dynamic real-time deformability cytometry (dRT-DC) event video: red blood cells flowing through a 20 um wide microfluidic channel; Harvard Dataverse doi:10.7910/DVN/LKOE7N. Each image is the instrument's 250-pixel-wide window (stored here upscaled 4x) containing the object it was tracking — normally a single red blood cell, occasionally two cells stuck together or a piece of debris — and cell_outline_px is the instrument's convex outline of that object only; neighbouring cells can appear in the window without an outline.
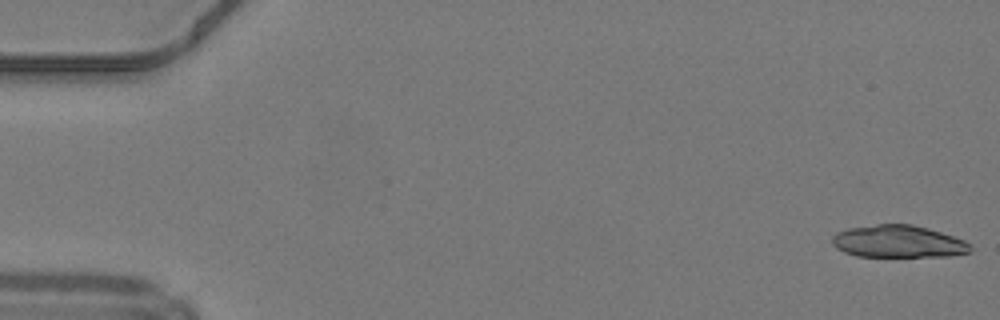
{"species": "common noctule bat (a hibernating species)", "species_latin": "Nyctalus noctula", "temperature_condition": "warm", "stored_images_in_passage": 49, "segment_of_instrument_passage": [1, 2], "camera_frame_rate_fps": 3000, "um_per_image_px": 0.085, "animal": {"sex": "male", "body_mass_g": 19.2, "forearm_length_mm": 51.8}, "frame": {"image": 1, "passage_image": 1, "time_ms": 0.0, "image_size_px": [1000, 320], "cell_outline_px": [[972, 252], [948, 256], [856, 256], [844, 252], [836, 248], [832, 244], [832, 236], [836, 232], [848, 228], [876, 224], [912, 224], [928, 228], [964, 240], [972, 248]], "centroid_in_image_um": [76.32, 20.52], "position_along_channel_um": 8.7, "area_um2": 26.01}}
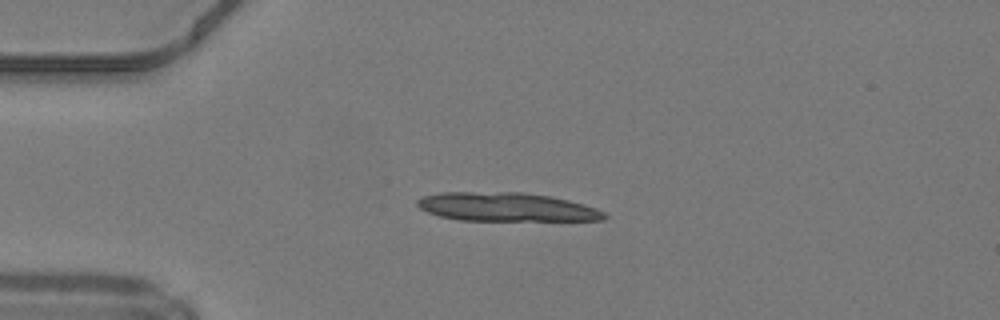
{"frame": {"image": 2, "passage_image": 12, "time_ms": 3.667, "image_size_px": [1000, 320], "cell_outline_px": [[608, 216], [604, 220], [460, 220], [440, 216], [428, 212], [420, 208], [416, 204], [416, 200], [420, 196], [440, 192], [524, 192], [552, 196], [584, 204], [596, 208], [604, 212]], "centroid_in_image_um": [43.02, 17.58], "position_along_channel_um": 42.0, "area_um2": 31.39}}